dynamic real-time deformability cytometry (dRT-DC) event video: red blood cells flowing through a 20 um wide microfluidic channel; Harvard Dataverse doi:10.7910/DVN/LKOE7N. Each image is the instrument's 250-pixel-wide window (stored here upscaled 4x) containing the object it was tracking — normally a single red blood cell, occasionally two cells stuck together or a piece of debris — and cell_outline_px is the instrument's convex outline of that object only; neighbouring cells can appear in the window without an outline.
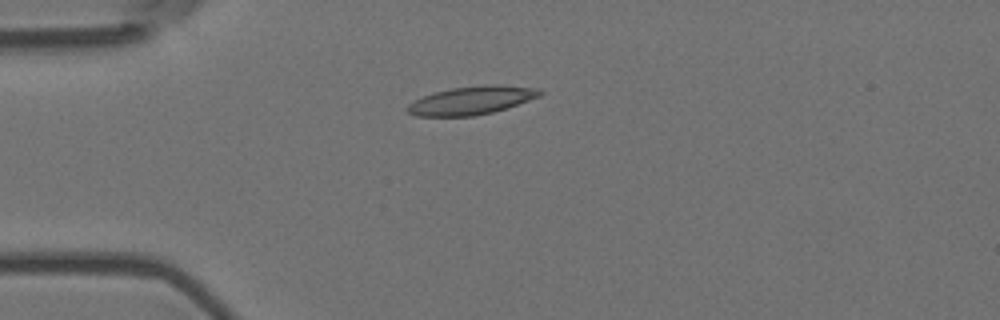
{"species": "Egyptian fruit bat (a non-hibernating species)", "species_latin": "Rousettus aegyptiacus", "temperature_condition": "room temperature", "stored_images_in_passage": 6, "camera_frame_rate_fps": 3000, "um_per_image_px": 0.085, "animal": {"sex": "female"}, "frame": {"image": 1, "passage_image": 4, "time_ms": 1.0, "image_size_px": [1000, 320], "cell_outline_px": [[544, 92], [540, 96], [492, 112], [476, 116], [416, 116], [408, 112], [404, 108], [408, 104], [424, 96], [436, 92], [452, 88], [484, 84], [500, 84], [540, 88]], "centroid_in_image_um": [40.1, 8.52], "position_along_channel_um": 44.9, "area_um2": 21.79}}
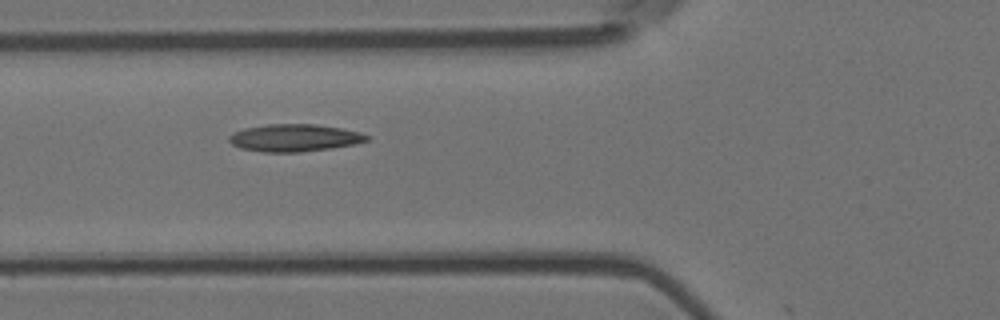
{"frame": {"image": 2, "passage_image": 6, "time_ms": 1.667, "image_size_px": [1000, 320], "cell_outline_px": [[368, 140], [356, 144], [332, 148], [300, 152], [264, 152], [240, 148], [232, 144], [228, 140], [228, 136], [244, 128], [268, 124], [316, 124], [340, 128], [360, 132], [368, 136]], "centroid_in_image_um": [25.02, 11.72], "position_along_channel_um": 100.8, "area_um2": 21.91}}